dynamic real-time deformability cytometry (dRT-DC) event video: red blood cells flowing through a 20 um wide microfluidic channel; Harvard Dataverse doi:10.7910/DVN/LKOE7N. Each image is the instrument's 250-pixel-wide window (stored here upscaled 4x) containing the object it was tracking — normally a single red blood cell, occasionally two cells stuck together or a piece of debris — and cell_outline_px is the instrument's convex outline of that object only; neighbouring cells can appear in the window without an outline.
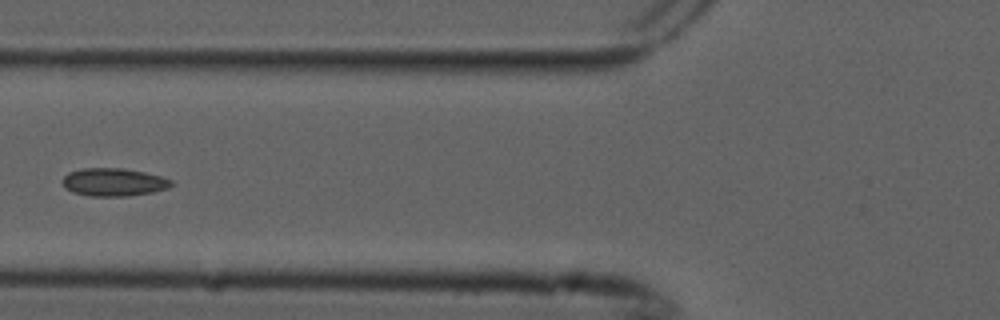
{"species": "common noctule bat (a hibernating species)", "species_latin": "Nyctalus noctula", "temperature_condition": "cold", "stored_images_in_passage": 6, "camera_frame_rate_fps": 3000, "um_per_image_px": 0.085, "animal": {"sex": "male", "forearm_length_mm": 52.5}, "frame": {"image": 1, "passage_image": 5, "time_ms": 1.333, "image_size_px": [1000, 320], "cell_outline_px": [[176, 184], [168, 188], [152, 192], [128, 196], [88, 196], [72, 192], [64, 188], [60, 180], [68, 172], [84, 168], [120, 168], [144, 172], [160, 176], [172, 180]], "centroid_in_image_um": [9.64, 15.49], "position_along_channel_um": 116.2, "area_um2": 17.92}}
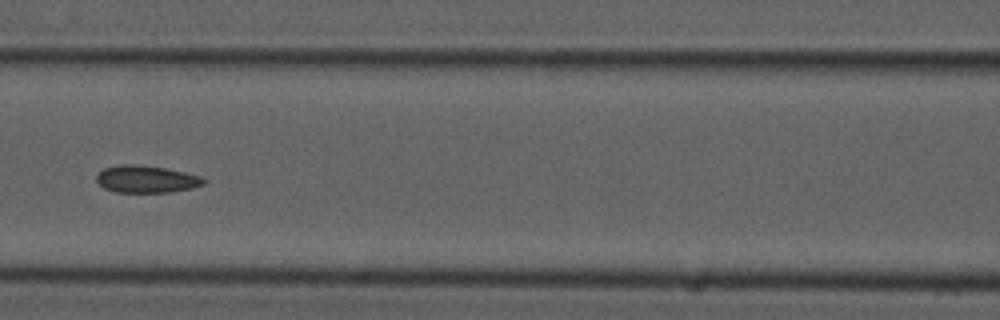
{"frame": {"image": 2, "passage_image": 6, "time_ms": 1.667, "image_size_px": [1000, 320], "cell_outline_px": [[208, 180], [204, 184], [192, 188], [172, 192], [116, 192], [104, 188], [96, 180], [96, 176], [104, 168], [124, 164], [132, 164], [164, 168], [184, 172], [200, 176]], "centroid_in_image_um": [12.46, 15.23], "position_along_channel_um": 154.1, "area_um2": 16.88}}